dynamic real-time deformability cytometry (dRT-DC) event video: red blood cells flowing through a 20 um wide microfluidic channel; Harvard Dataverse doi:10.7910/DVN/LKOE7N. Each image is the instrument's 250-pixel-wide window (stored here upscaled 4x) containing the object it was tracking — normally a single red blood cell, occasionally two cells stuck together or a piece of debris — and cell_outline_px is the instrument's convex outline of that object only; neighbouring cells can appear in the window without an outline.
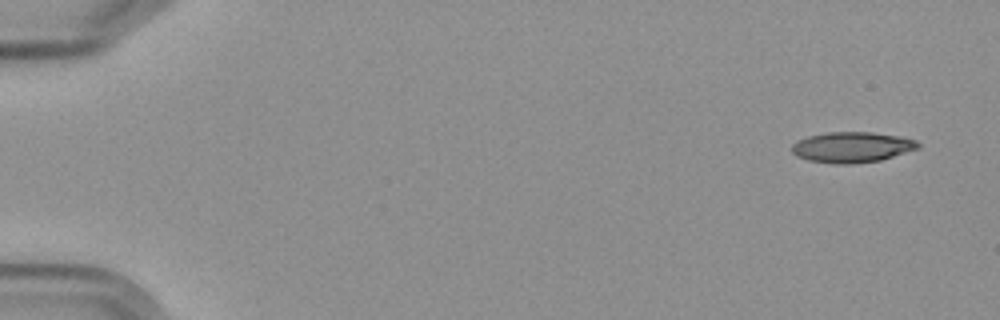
{"species": "Egyptian fruit bat (a non-hibernating species)", "species_latin": "Rousettus aegyptiacus", "temperature_condition": "cold", "stored_images_in_passage": 5, "camera_frame_rate_fps": 3000, "um_per_image_px": 0.085, "frame": {"image": 1, "passage_image": 1, "time_ms": 0.0, "image_size_px": [1000, 320], "cell_outline_px": [[920, 148], [880, 160], [852, 164], [832, 164], [808, 160], [796, 156], [792, 152], [792, 144], [808, 136], [828, 132], [872, 132], [900, 136], [916, 140], [920, 144]], "centroid_in_image_um": [72.43, 12.51], "position_along_channel_um": 12.6, "area_um2": 22.54}}
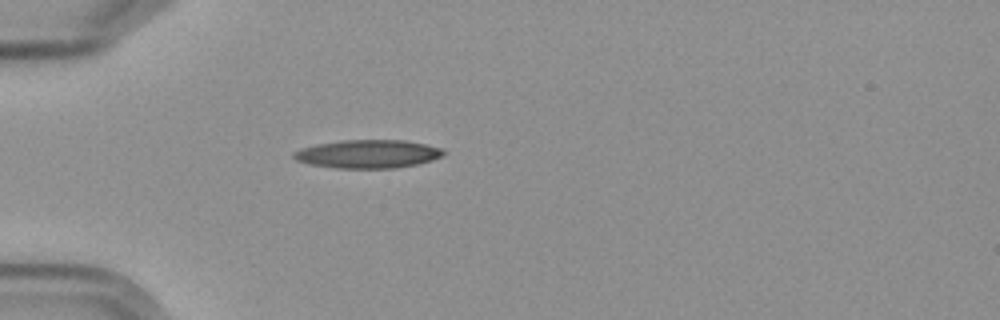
{"frame": {"image": 2, "passage_image": 5, "time_ms": 4.667, "image_size_px": [1000, 320], "cell_outline_px": [[444, 156], [432, 160], [416, 164], [396, 168], [336, 168], [308, 164], [296, 160], [292, 156], [292, 152], [316, 144], [344, 140], [404, 140], [444, 148]], "centroid_in_image_um": [31.28, 13.09], "position_along_channel_um": 53.7, "area_um2": 24.74}}